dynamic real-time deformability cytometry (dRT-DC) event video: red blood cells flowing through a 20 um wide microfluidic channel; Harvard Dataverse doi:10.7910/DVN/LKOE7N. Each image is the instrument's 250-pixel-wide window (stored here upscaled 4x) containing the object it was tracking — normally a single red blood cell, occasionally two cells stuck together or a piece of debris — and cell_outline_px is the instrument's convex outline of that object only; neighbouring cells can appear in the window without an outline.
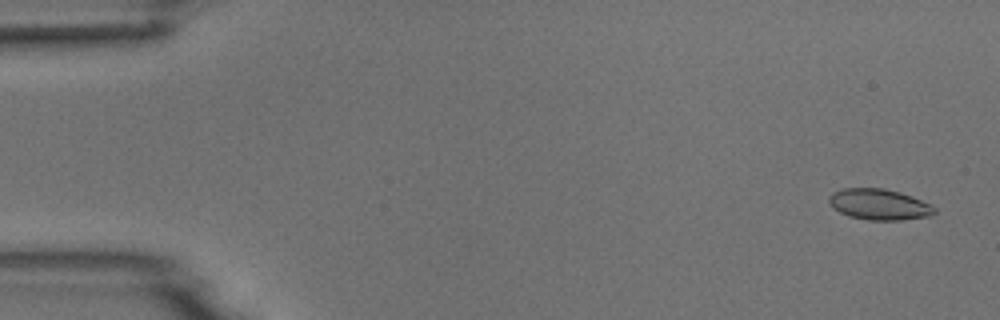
{"species": "common noctule bat (a hibernating species)", "species_latin": "Nyctalus noctula", "temperature_condition": "room temperature", "stored_images_in_passage": 4, "camera_frame_rate_fps": 3000, "um_per_image_px": 0.085, "animal": {"sex": "male", "body_mass_g": 18.8}, "frame": {"image": 1, "passage_image": 1, "time_ms": 0.0, "image_size_px": [1000, 320], "cell_outline_px": [[936, 212], [932, 216], [900, 220], [868, 220], [848, 216], [832, 208], [828, 204], [828, 196], [832, 192], [844, 188], [884, 188], [900, 192], [912, 196], [936, 208]], "centroid_in_image_um": [74.69, 17.38], "position_along_channel_um": 10.3, "area_um2": 19.19}}
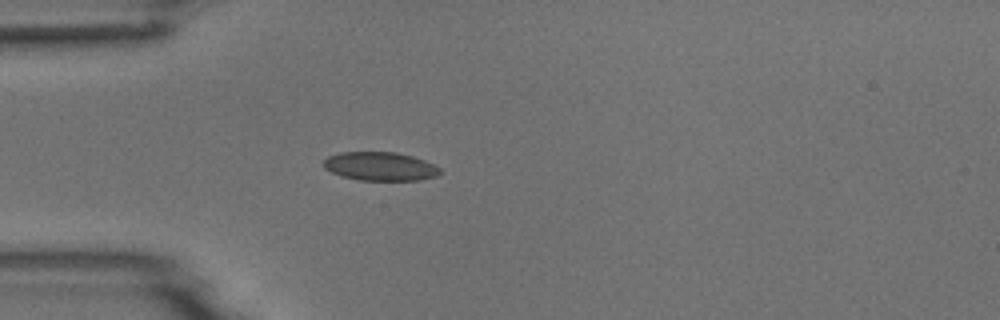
{"frame": {"image": 2, "passage_image": 4, "time_ms": 4.333, "image_size_px": [1000, 320], "cell_outline_px": [[440, 172], [436, 176], [420, 180], [360, 180], [340, 176], [324, 168], [324, 160], [328, 156], [340, 152], [396, 152], [412, 156], [424, 160], [440, 168]], "centroid_in_image_um": [32.29, 14.14], "position_along_channel_um": 52.7, "area_um2": 19.36}}